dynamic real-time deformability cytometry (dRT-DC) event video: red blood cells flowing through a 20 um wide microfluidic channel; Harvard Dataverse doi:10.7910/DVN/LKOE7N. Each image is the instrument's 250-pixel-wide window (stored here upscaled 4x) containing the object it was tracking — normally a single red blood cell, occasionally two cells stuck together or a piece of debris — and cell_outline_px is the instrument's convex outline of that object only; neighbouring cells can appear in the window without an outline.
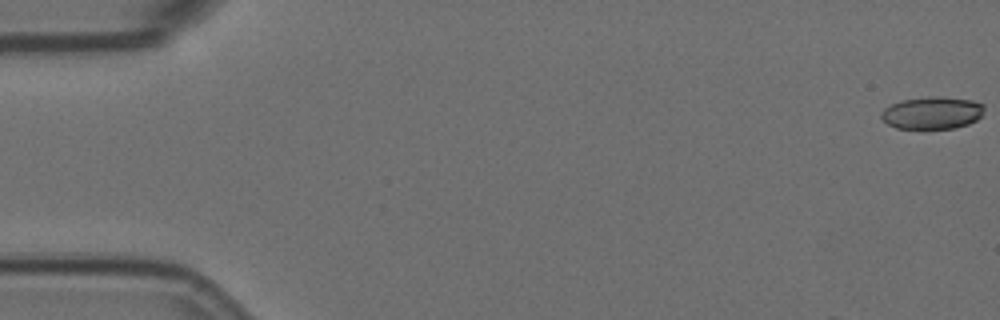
{"species": "Egyptian fruit bat (a non-hibernating species)", "species_latin": "Rousettus aegyptiacus", "temperature_condition": "room temperature", "stored_images_in_passage": 4, "camera_frame_rate_fps": 3000, "um_per_image_px": 0.085, "animal": {"sex": "female"}, "frame": {"image": 1, "passage_image": 1, "time_ms": 0.0, "image_size_px": [1000, 320], "cell_outline_px": [[984, 108], [980, 116], [976, 120], [968, 124], [952, 128], [896, 128], [888, 124], [880, 116], [880, 112], [884, 108], [900, 100], [928, 96], [940, 96], [972, 100], [984, 104]], "centroid_in_image_um": [79.22, 9.57], "position_along_channel_um": 5.8, "area_um2": 19.42}}